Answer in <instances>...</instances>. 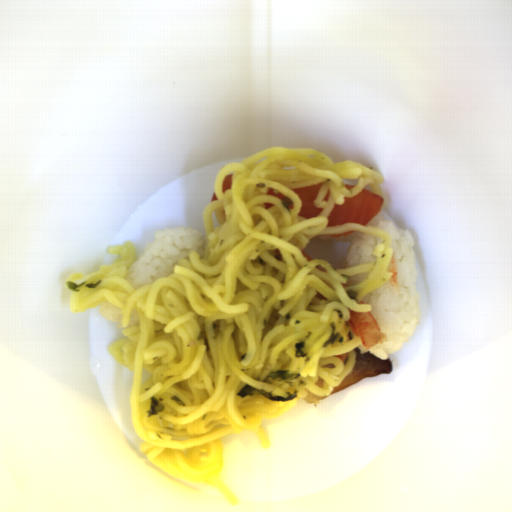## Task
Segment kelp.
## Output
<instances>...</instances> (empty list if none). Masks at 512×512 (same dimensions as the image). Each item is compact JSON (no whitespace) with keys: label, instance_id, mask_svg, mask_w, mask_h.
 <instances>
[{"label":"kelp","instance_id":"1","mask_svg":"<svg viewBox=\"0 0 512 512\" xmlns=\"http://www.w3.org/2000/svg\"><path fill=\"white\" fill-rule=\"evenodd\" d=\"M237 396L244 398L247 395H259L262 397H266L271 402H289L298 397V392L288 391V397H283L282 395H273L270 391L254 388L249 383L244 385L237 393Z\"/></svg>","mask_w":512,"mask_h":512},{"label":"kelp","instance_id":"2","mask_svg":"<svg viewBox=\"0 0 512 512\" xmlns=\"http://www.w3.org/2000/svg\"><path fill=\"white\" fill-rule=\"evenodd\" d=\"M299 377H301L299 373H290V369H289V370H275L273 372H270L264 378L278 380V381H284L287 379H295L296 380Z\"/></svg>","mask_w":512,"mask_h":512},{"label":"kelp","instance_id":"3","mask_svg":"<svg viewBox=\"0 0 512 512\" xmlns=\"http://www.w3.org/2000/svg\"><path fill=\"white\" fill-rule=\"evenodd\" d=\"M102 281L103 280L100 279V280L96 281L95 283H92L88 280V281L81 282L79 284H75L72 281L68 280V281H65V285L68 290L78 293V292H80L81 287H85L87 289L97 288L98 286L101 285Z\"/></svg>","mask_w":512,"mask_h":512},{"label":"kelp","instance_id":"4","mask_svg":"<svg viewBox=\"0 0 512 512\" xmlns=\"http://www.w3.org/2000/svg\"><path fill=\"white\" fill-rule=\"evenodd\" d=\"M330 326L332 327V331L330 336L327 338V340L324 342L323 347L328 346L329 344H335V343H342L344 341L343 337L336 333L337 325L333 321L331 322Z\"/></svg>","mask_w":512,"mask_h":512},{"label":"kelp","instance_id":"5","mask_svg":"<svg viewBox=\"0 0 512 512\" xmlns=\"http://www.w3.org/2000/svg\"><path fill=\"white\" fill-rule=\"evenodd\" d=\"M164 405L160 403L155 396L150 397L149 410L146 413L147 418L151 415L158 414L164 409Z\"/></svg>","mask_w":512,"mask_h":512},{"label":"kelp","instance_id":"6","mask_svg":"<svg viewBox=\"0 0 512 512\" xmlns=\"http://www.w3.org/2000/svg\"><path fill=\"white\" fill-rule=\"evenodd\" d=\"M305 345H306L305 341H297L296 343H294L295 358H305L306 357V354L304 352Z\"/></svg>","mask_w":512,"mask_h":512},{"label":"kelp","instance_id":"7","mask_svg":"<svg viewBox=\"0 0 512 512\" xmlns=\"http://www.w3.org/2000/svg\"><path fill=\"white\" fill-rule=\"evenodd\" d=\"M346 294L351 300H355L358 297V293L354 289H347Z\"/></svg>","mask_w":512,"mask_h":512}]
</instances>
